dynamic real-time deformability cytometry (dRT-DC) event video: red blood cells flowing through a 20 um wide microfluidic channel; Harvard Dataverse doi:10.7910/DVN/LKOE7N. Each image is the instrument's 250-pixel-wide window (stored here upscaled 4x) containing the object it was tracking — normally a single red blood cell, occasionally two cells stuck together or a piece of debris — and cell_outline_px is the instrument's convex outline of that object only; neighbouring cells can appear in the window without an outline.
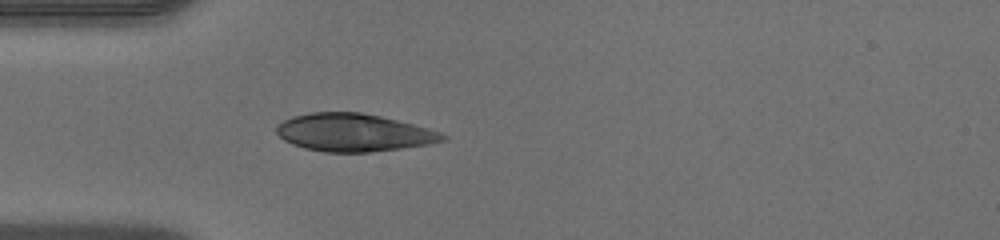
{"species": "human", "species_latin": "Homo sapiens", "temperature_condition": "warm", "stored_images_in_passage": 21, "camera_frame_rate_fps": 3000, "um_per_image_px": 0.085, "donor": {"sex": "male"}, "frame": {"image": 1, "passage_image": 1, "time_ms": 0.0, "image_size_px": [1000, 240], "cell_outline_px": [[448, 140], [428, 144], [404, 148], [368, 152], [324, 152], [304, 148], [292, 144], [284, 140], [276, 132], [276, 128], [284, 120], [292, 116], [312, 112], [360, 112], [380, 116], [428, 128], [440, 132], [448, 136]], "centroid_in_image_um": [30.08, 11.27], "position_along_channel_um": 54.9, "area_um2": 36.47}}
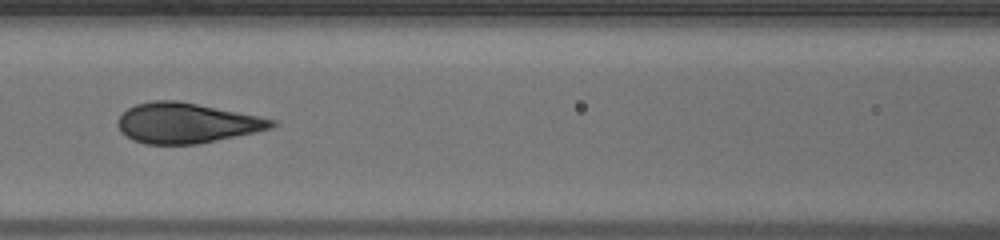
{"frame": {"image": 2, "passage_image": 8, "time_ms": 2.333, "image_size_px": [1000, 240], "cell_outline_px": [[276, 124], [272, 128], [256, 132], [196, 144], [144, 144], [132, 140], [120, 132], [116, 124], [116, 120], [128, 108], [136, 104], [156, 100], [176, 100], [260, 116], [276, 120]], "centroid_in_image_um": [15.82, 10.46], "position_along_channel_um": 150.8, "area_um2": 36.01}}
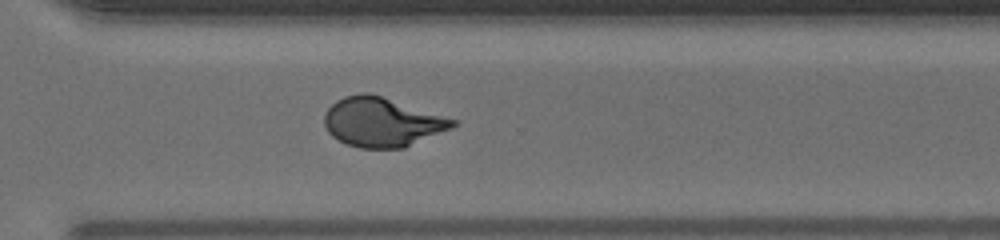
{"frame": {"image": 3, "passage_image": 21, "time_ms": 6.667, "image_size_px": [1000, 240], "cell_outline_px": [[460, 124], [452, 128], [404, 148], [360, 148], [348, 144], [332, 136], [328, 132], [324, 124], [324, 112], [336, 100], [344, 96], [360, 92], [368, 92], [460, 120]], "centroid_in_image_um": [32.5, 10.37], "position_along_channel_um": 338.1, "area_um2": 37.11}}